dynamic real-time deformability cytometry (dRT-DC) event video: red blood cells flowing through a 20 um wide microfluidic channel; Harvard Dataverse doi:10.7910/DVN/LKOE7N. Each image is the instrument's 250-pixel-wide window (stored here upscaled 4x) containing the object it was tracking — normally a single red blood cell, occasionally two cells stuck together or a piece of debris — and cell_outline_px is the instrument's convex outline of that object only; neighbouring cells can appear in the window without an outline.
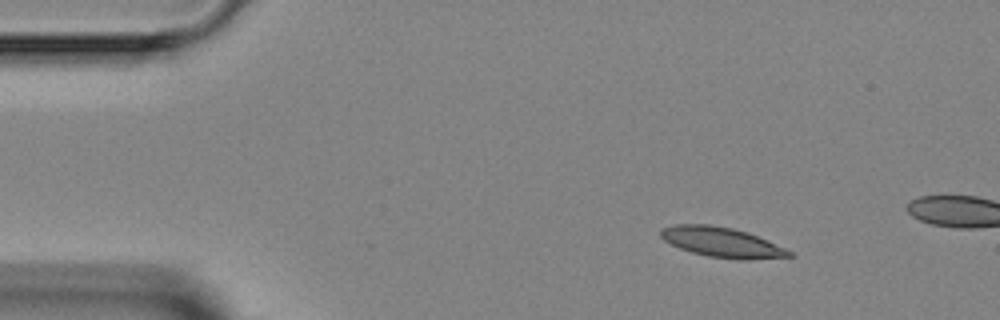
{"species": "Egyptian fruit bat (a non-hibernating species)", "species_latin": "Rousettus aegyptiacus", "temperature_condition": "room temperature", "stored_images_in_passage": 3, "camera_frame_rate_fps": 3000, "um_per_image_px": 0.085, "animal": {"sex": "female"}, "frame": {"image": 1, "passage_image": 1, "time_ms": 0.0, "image_size_px": [1000, 320], "cell_outline_px": [[796, 256], [748, 260], [740, 260], [708, 256], [692, 252], [680, 248], [664, 240], [660, 236], [660, 228], [676, 224], [708, 224], [732, 228], [748, 232], [784, 248], [792, 252]], "centroid_in_image_um": [61.35, 20.59], "position_along_channel_um": 23.6, "area_um2": 22.37}}